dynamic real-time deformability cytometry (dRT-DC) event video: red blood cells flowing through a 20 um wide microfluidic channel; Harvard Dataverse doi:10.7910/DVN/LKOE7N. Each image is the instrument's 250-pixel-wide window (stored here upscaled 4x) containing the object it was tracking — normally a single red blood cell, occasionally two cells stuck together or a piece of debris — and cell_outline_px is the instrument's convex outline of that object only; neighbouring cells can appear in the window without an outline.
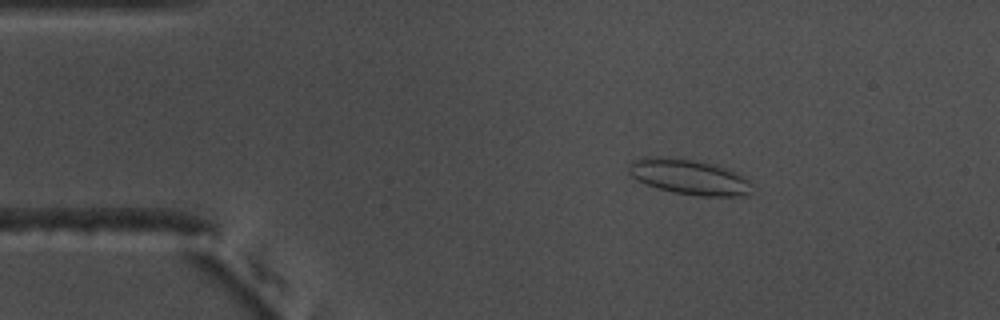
{"species": "common noctule bat (a hibernating species)", "species_latin": "Nyctalus noctula", "temperature_condition": "warm", "stored_images_in_passage": 48, "camera_frame_rate_fps": 3000, "um_per_image_px": 0.085, "animal": {"sex": "male", "body_mass_g": 17.5, "forearm_length_mm": 52.3}, "frame": {"image": 1, "passage_image": 2, "time_ms": 0.333, "image_size_px": [1000, 320], "cell_outline_px": [[752, 184], [748, 192], [744, 196], [696, 196], [672, 192], [656, 188], [644, 184], [636, 180], [628, 172], [628, 164], [632, 160], [656, 156], [660, 156], [692, 160], [724, 168], [744, 176]], "centroid_in_image_um": [58.5, 15.05], "position_along_channel_um": 26.5, "area_um2": 25.14}}
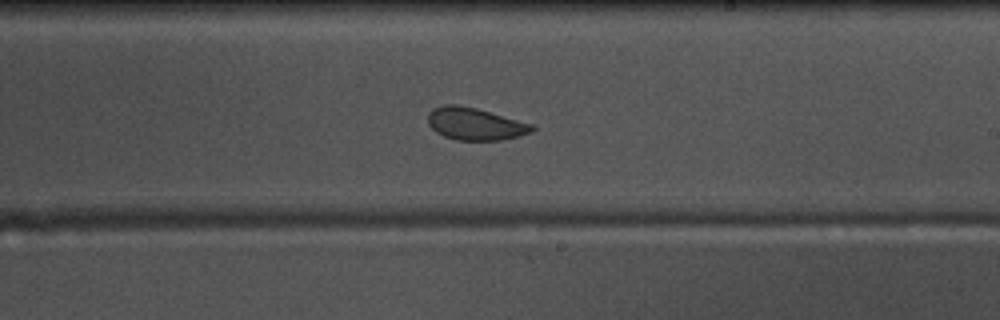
{"frame": {"image": 2, "passage_image": 25, "time_ms": 8.0, "image_size_px": [1000, 320], "cell_outline_px": [[536, 128], [532, 132], [500, 140], [456, 140], [444, 136], [436, 132], [428, 124], [428, 112], [432, 108], [444, 104], [456, 104], [476, 108], [536, 124]], "centroid_in_image_um": [40.39, 10.52], "position_along_channel_um": 248.6, "area_um2": 19.83}}
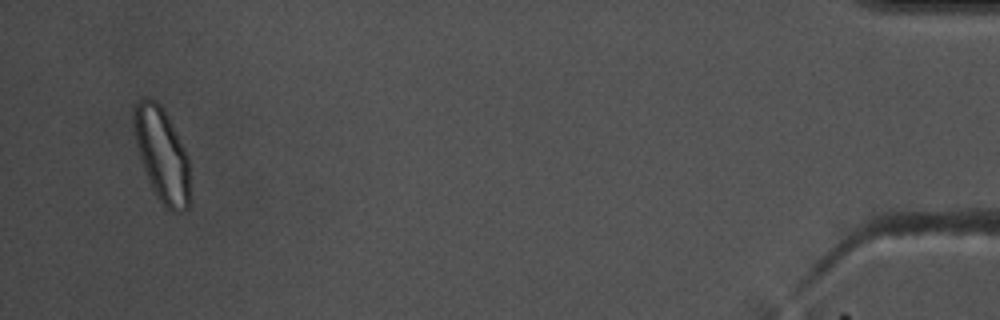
{"frame": {"image": 3, "passage_image": 46, "time_ms": 15.0, "image_size_px": [1000, 320], "cell_outline_px": [[192, 200], [188, 208], [184, 212], [172, 212], [164, 208], [156, 196], [152, 188], [144, 168], [136, 144], [132, 124], [132, 112], [136, 104], [140, 100], [156, 100], [160, 104], [184, 148], [188, 156]], "centroid_in_image_um": [13.8, 13.26], "position_along_channel_um": 421.4, "area_um2": 30.92}, "authors_computed_cell_mechanics": {"area_um2": 21.1259, "velocity_mm_per_s": 3.6848, "shape_relaxation_time_tau1_ms": null, "shape_relaxation_time_tau2_ms": 1.5769, "deformation_change_tau1": null, "deformation_change_tau2": 0.0611}}